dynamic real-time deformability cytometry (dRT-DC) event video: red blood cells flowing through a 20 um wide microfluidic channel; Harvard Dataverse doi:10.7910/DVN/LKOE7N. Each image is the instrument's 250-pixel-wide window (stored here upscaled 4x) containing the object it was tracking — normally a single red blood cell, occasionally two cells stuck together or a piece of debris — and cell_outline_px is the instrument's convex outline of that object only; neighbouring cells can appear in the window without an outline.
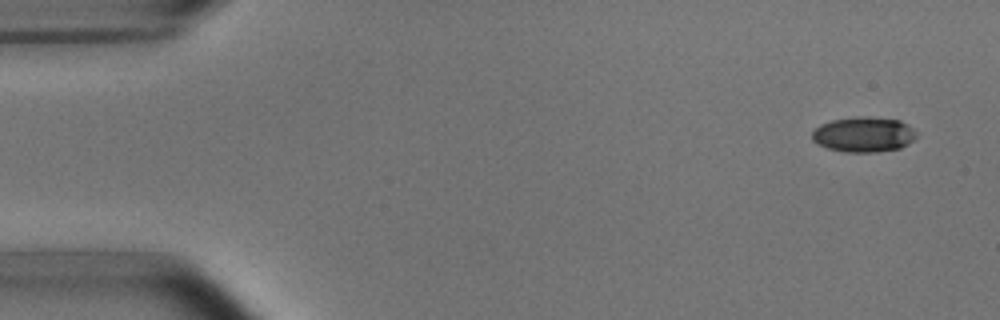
{"species": "common noctule bat (a hibernating species)", "species_latin": "Nyctalus noctula", "temperature_condition": "room temperature", "stored_images_in_passage": 5, "segment_of_instrument_passage": [2, 2], "camera_frame_rate_fps": 3000, "um_per_image_px": 0.085, "animal": {"sex": "male", "body_mass_g": 15.6}, "frame": {"image": 1, "passage_image": 5, "time_ms": 5.667, "image_size_px": [1000, 320], "cell_outline_px": [[916, 136], [908, 144], [900, 148], [876, 152], [844, 152], [828, 148], [816, 144], [812, 140], [812, 132], [820, 124], [832, 120], [856, 116], [868, 116], [900, 120], [908, 124], [916, 132]], "centroid_in_image_um": [73.4, 11.42], "position_along_channel_um": 11.6, "area_um2": 21.56}}